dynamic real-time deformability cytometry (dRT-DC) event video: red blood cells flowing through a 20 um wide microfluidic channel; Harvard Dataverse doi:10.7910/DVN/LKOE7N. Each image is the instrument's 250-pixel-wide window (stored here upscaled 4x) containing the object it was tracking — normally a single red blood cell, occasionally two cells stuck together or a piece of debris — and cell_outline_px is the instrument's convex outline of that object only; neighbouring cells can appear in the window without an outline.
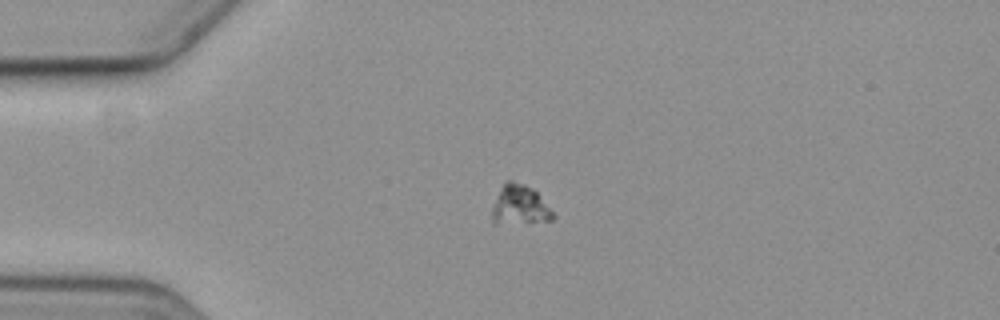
{"species": "common noctule bat (a hibernating species)", "species_latin": "Nyctalus noctula", "temperature_condition": "cold", "stored_images_in_passage": 32, "camera_frame_rate_fps": 3000, "um_per_image_px": 0.085, "animal": {"sex": "female", "body_mass_g": 19.3, "forearm_length_mm": 54.1}, "frame": {"image": 1, "passage_image": 1, "time_ms": 0.0, "image_size_px": [1000, 320], "cell_outline_px": [[556, 216], [552, 220], [496, 224], [492, 224], [492, 204], [496, 196], [504, 184], [508, 180], [512, 180], [524, 184], [532, 188], [536, 192]], "centroid_in_image_um": [44.14, 17.44], "position_along_channel_um": 40.9, "area_um2": 13.87}}
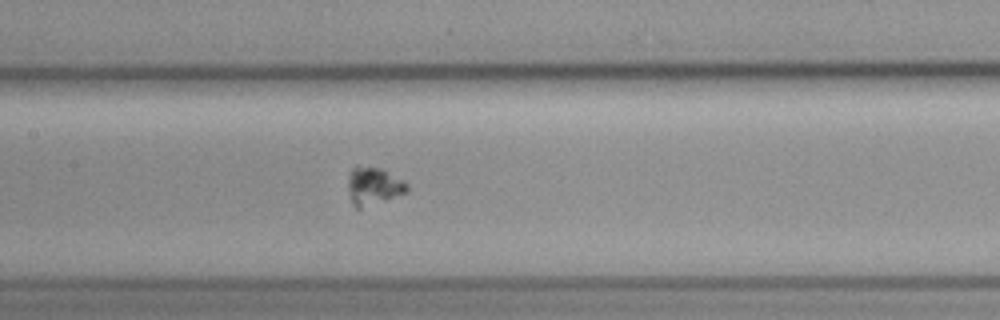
{"frame": {"image": 2, "passage_image": 15, "time_ms": 4.667, "image_size_px": [1000, 320], "cell_outline_px": [[408, 192], [360, 208], [356, 208], [352, 204], [348, 188], [348, 176], [352, 168], [356, 164], [380, 168], [404, 180], [408, 184]], "centroid_in_image_um": [31.73, 15.78], "position_along_channel_um": 175.7, "area_um2": 13.01}}
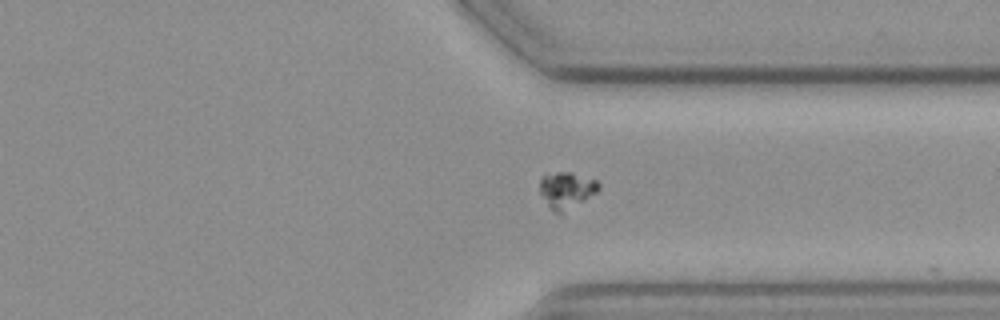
{"frame": {"image": 3, "passage_image": 31, "time_ms": 10.0, "image_size_px": [1000, 320], "cell_outline_px": [[600, 188], [596, 192], [564, 216], [560, 216], [548, 208], [540, 192], [540, 180], [544, 176], [556, 172], [572, 172], [596, 180], [600, 184]], "centroid_in_image_um": [48.16, 16.23], "position_along_channel_um": 363.2, "area_um2": 12.95}}